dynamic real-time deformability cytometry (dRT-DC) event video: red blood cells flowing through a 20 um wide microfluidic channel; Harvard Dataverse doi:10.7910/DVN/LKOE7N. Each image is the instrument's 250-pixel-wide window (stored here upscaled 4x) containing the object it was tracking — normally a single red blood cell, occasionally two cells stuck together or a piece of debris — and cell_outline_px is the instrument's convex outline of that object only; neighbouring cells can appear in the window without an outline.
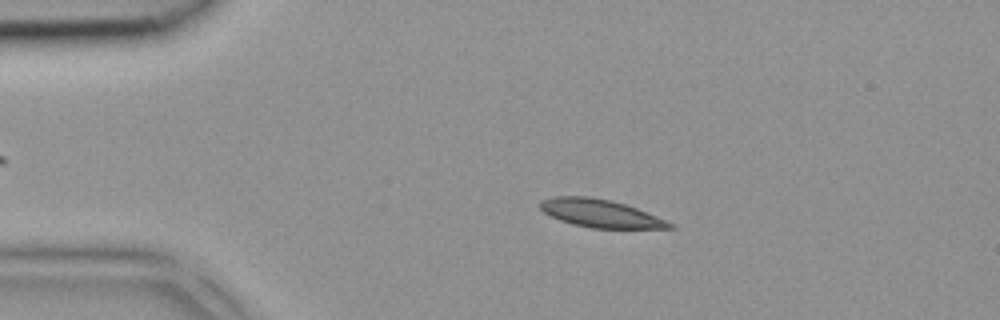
{"species": "common noctule bat (a hibernating species)", "species_latin": "Nyctalus noctula", "temperature_condition": "room temperature", "stored_images_in_passage": 4, "camera_frame_rate_fps": 3000, "um_per_image_px": 0.085, "animal": {"sex": "female", "body_mass_g": 18.4}, "frame": {"image": 1, "passage_image": 3, "time_ms": 0.667, "image_size_px": [1000, 320], "cell_outline_px": [[676, 228], [592, 228], [572, 224], [560, 220], [544, 212], [540, 208], [540, 200], [556, 196], [588, 196], [612, 200], [636, 208], [664, 220], [672, 224]], "centroid_in_image_um": [50.98, 18.13], "position_along_channel_um": 34.0, "area_um2": 20.75}}